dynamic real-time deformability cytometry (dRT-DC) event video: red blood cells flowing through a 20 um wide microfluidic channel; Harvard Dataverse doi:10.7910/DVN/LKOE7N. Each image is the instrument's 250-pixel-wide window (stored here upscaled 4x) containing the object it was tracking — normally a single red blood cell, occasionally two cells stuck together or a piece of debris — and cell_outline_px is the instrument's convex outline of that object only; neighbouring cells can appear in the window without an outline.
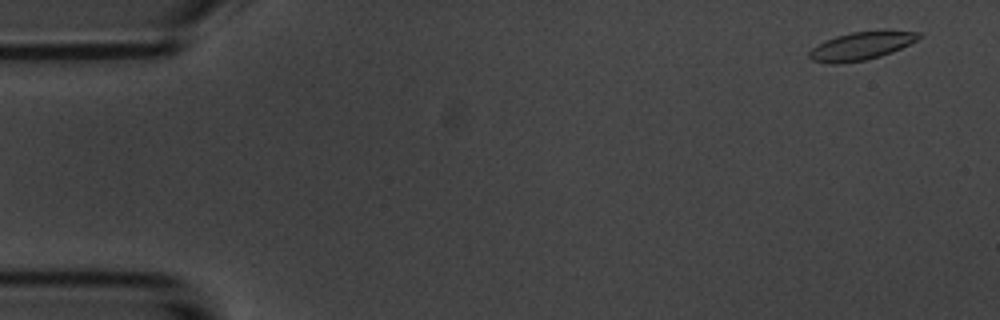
{"species": "common noctule bat (a hibernating species)", "species_latin": "Nyctalus noctula", "temperature_condition": "room temperature", "stored_images_in_passage": 4, "camera_frame_rate_fps": 3000, "um_per_image_px": 0.085, "animal": {"sex": "male", "body_mass_g": 20.1, "forearm_length_mm": 53.5}, "frame": {"image": 1, "passage_image": 1, "time_ms": 0.0, "image_size_px": [1000, 320], "cell_outline_px": [[924, 36], [892, 52], [880, 56], [864, 60], [832, 64], [828, 64], [812, 60], [808, 56], [808, 52], [816, 44], [824, 40], [836, 36], [852, 32], [920, 32]], "centroid_in_image_um": [73.12, 3.93], "position_along_channel_um": 11.9, "area_um2": 17.46}}